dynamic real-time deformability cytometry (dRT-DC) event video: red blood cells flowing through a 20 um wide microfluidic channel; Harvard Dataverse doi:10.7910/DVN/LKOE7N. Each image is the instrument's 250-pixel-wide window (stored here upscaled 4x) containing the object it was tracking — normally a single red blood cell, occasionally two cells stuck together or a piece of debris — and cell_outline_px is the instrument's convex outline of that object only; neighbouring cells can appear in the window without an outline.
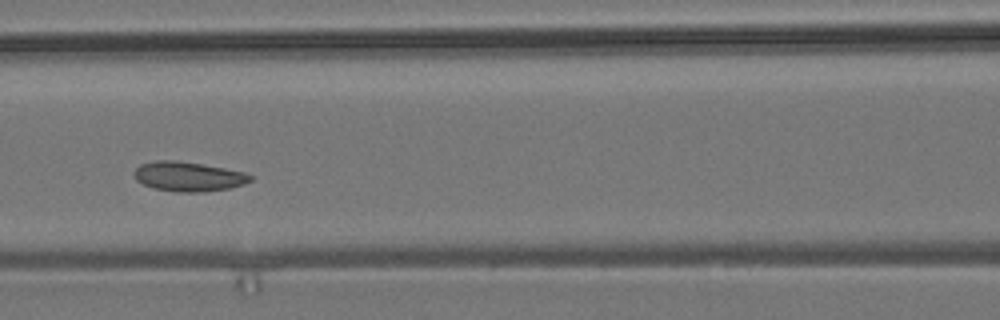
{"species": "common noctule bat (a hibernating species)", "species_latin": "Nyctalus noctula", "temperature_condition": "room temperature", "stored_images_in_passage": 8, "camera_frame_rate_fps": 3000, "um_per_image_px": 0.085, "animal": {"sex": "male", "body_mass_g": 19.2, "forearm_length_mm": 51.8}, "frame": {"image": 1, "passage_image": 6, "time_ms": 1.667, "image_size_px": [1000, 320], "cell_outline_px": [[252, 180], [244, 184], [228, 188], [200, 192], [176, 192], [156, 188], [144, 184], [136, 180], [132, 176], [132, 172], [140, 164], [156, 160], [176, 160], [224, 168], [244, 172], [252, 176]], "centroid_in_image_um": [15.97, 15.0], "position_along_channel_um": 150.6, "area_um2": 19.94}}
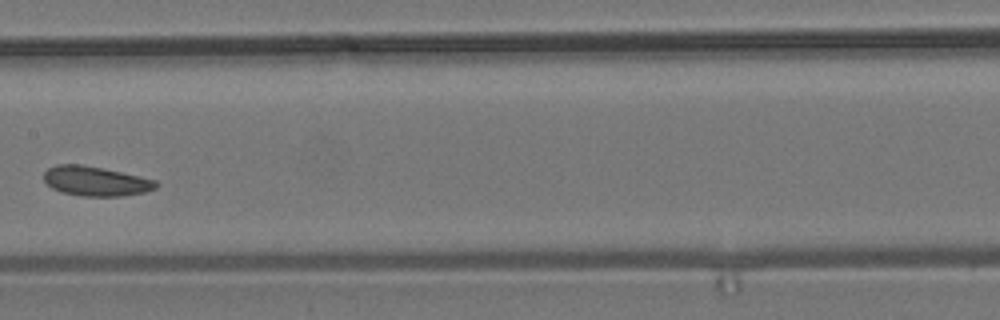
{"frame": {"image": 2, "passage_image": 7, "time_ms": 2.0, "image_size_px": [1000, 320], "cell_outline_px": [[160, 184], [156, 188], [144, 192], [124, 196], [80, 196], [64, 192], [52, 188], [44, 180], [44, 172], [48, 168], [56, 164], [80, 164], [104, 168], [140, 176], [156, 180]], "centroid_in_image_um": [8.16, 15.39], "position_along_channel_um": 199.2, "area_um2": 19.42}}
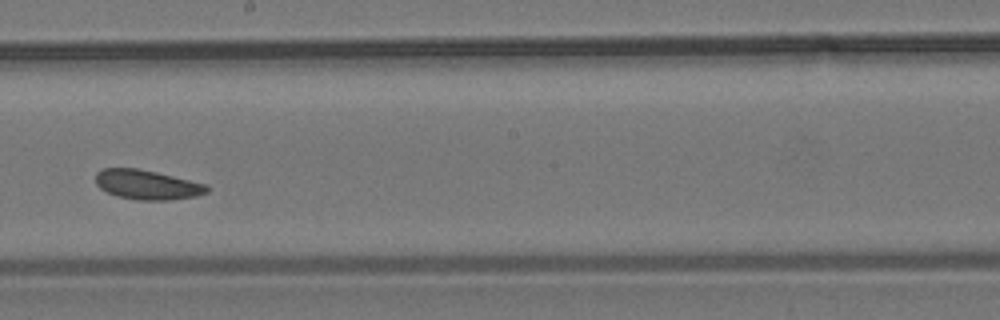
{"frame": {"image": 3, "passage_image": 8, "time_ms": 2.333, "image_size_px": [1000, 320], "cell_outline_px": [[208, 192], [196, 196], [168, 200], [136, 200], [116, 196], [100, 188], [96, 184], [96, 172], [104, 168], [136, 168], [156, 172], [208, 184]], "centroid_in_image_um": [12.51, 15.7], "position_along_channel_um": 235.7, "area_um2": 19.19}}